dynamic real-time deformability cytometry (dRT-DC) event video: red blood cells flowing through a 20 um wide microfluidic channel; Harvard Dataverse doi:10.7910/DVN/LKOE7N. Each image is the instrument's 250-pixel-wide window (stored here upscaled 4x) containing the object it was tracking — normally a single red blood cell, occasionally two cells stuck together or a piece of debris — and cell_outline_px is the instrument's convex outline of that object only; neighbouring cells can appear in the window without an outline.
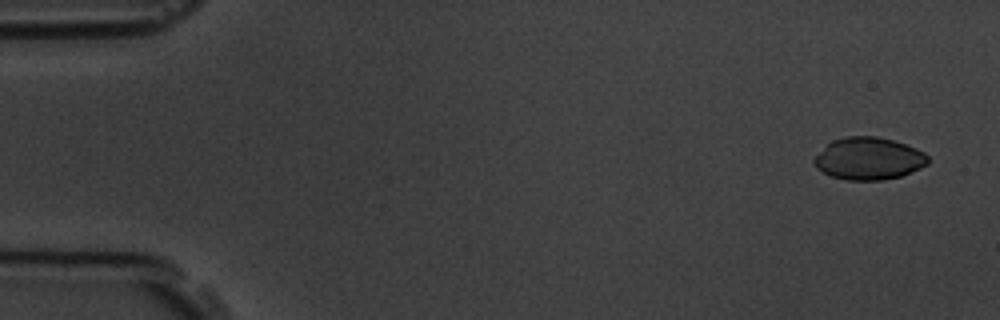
{"species": "common noctule bat (a hibernating species)", "species_latin": "Nyctalus noctula", "temperature_condition": "room temperature", "stored_images_in_passage": 4, "camera_frame_rate_fps": 3000, "um_per_image_px": 0.085, "animal": {"sex": "male", "body_mass_g": 19.5, "forearm_length_mm": 54.6}, "frame": {"image": 1, "passage_image": 1, "time_ms": 0.0, "image_size_px": [1000, 320], "cell_outline_px": [[928, 164], [920, 168], [900, 176], [884, 180], [848, 180], [832, 176], [816, 168], [812, 160], [832, 140], [844, 136], [876, 136], [892, 140], [916, 148], [924, 152], [928, 156]], "centroid_in_image_um": [73.84, 13.48], "position_along_channel_um": 11.2, "area_um2": 27.92}}